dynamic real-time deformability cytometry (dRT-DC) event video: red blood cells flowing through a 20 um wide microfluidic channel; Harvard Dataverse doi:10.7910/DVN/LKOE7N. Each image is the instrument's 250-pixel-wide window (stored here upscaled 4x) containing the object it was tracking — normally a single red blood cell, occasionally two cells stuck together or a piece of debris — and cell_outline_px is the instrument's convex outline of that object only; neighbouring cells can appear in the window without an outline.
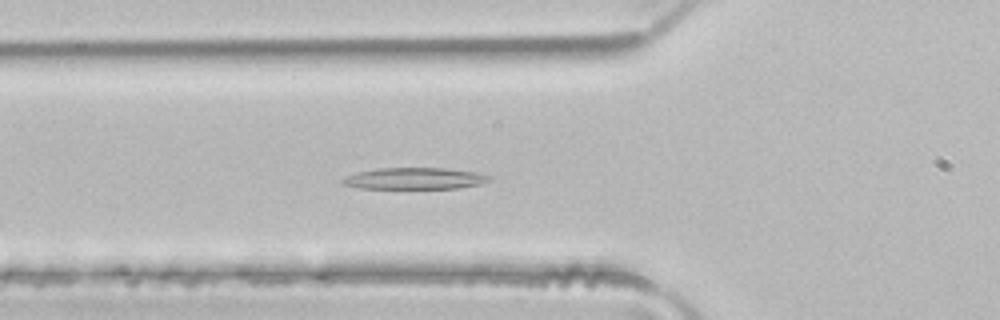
{"species": "common noctule bat (a hibernating species)", "species_latin": "Nyctalus noctula", "temperature_condition": "room temperature", "stored_images_in_passage": 48, "camera_frame_rate_fps": 3000, "um_per_image_px": 0.085, "animal": {"sex": "male", "body_mass_g": 21.5, "forearm_length_mm": 52.0}, "frame": {"image": 1, "passage_image": 16, "time_ms": 5.0, "image_size_px": [1000, 320], "cell_outline_px": [[492, 180], [480, 184], [456, 188], [360, 188], [344, 184], [340, 180], [348, 176], [360, 172], [376, 168], [444, 168], [472, 172], [492, 176]], "centroid_in_image_um": [35.27, 15.17], "position_along_channel_um": 90.5, "area_um2": 18.09}}
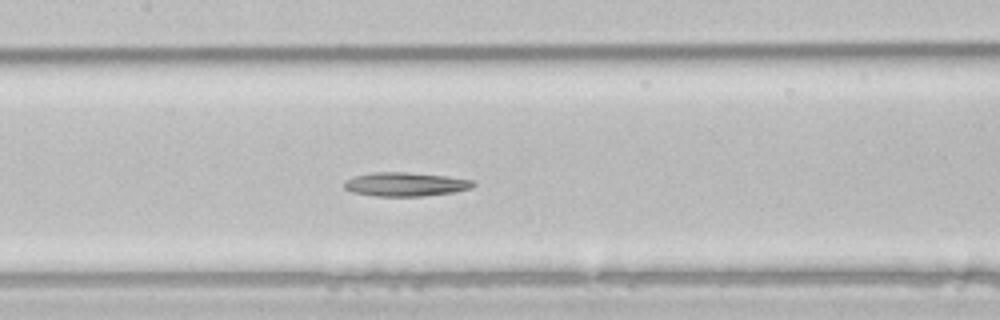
{"frame": {"image": 2, "passage_image": 22, "time_ms": 7.0, "image_size_px": [1000, 320], "cell_outline_px": [[476, 184], [472, 188], [452, 192], [424, 196], [376, 196], [352, 192], [344, 188], [344, 180], [356, 176], [376, 172], [404, 172], [444, 176], [472, 180]], "centroid_in_image_um": [34.45, 15.67], "position_along_channel_um": 173.0, "area_um2": 17.74}}
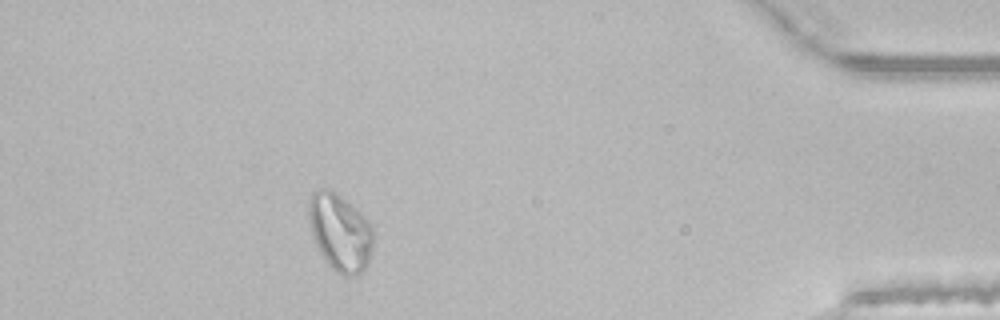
{"frame": {"image": 3, "passage_image": 43, "time_ms": 14.0, "image_size_px": [1000, 320], "cell_outline_px": [[372, 252], [368, 264], [360, 276], [344, 276], [336, 272], [328, 264], [312, 240], [308, 220], [308, 200], [312, 192], [320, 188], [332, 188], [356, 208], [360, 212], [372, 228]], "centroid_in_image_um": [28.87, 19.74], "position_along_channel_um": 406.3, "area_um2": 29.65}}